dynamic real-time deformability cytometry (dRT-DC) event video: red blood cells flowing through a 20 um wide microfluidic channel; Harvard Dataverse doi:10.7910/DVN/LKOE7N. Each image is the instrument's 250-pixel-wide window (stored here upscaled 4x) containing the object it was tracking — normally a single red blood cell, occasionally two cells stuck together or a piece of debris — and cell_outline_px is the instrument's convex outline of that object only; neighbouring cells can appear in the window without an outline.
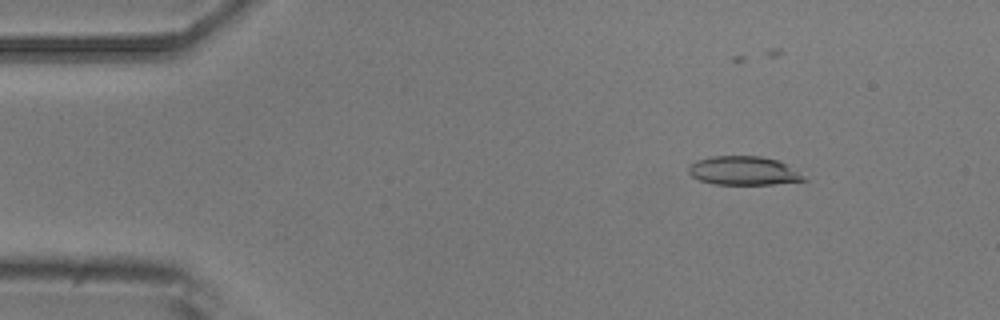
{"species": "common noctule bat (a hibernating species)", "species_latin": "Nyctalus noctula", "temperature_condition": "room temperature", "stored_images_in_passage": 5, "camera_frame_rate_fps": 3000, "um_per_image_px": 0.085, "animal": {"sex": "male", "body_mass_g": 20.5, "forearm_length_mm": 52.5}, "frame": {"image": 1, "passage_image": 3, "time_ms": 2.333, "image_size_px": [1000, 320], "cell_outline_px": [[808, 180], [772, 184], [712, 184], [700, 180], [692, 176], [688, 172], [688, 168], [696, 160], [712, 156], [760, 156], [776, 160], [784, 164]], "centroid_in_image_um": [63.13, 14.51], "position_along_channel_um": 21.9, "area_um2": 18.9}}